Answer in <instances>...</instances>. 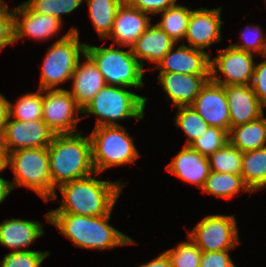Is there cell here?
I'll return each mask as SVG.
<instances>
[{
  "mask_svg": "<svg viewBox=\"0 0 266 267\" xmlns=\"http://www.w3.org/2000/svg\"><path fill=\"white\" fill-rule=\"evenodd\" d=\"M93 175L68 181L58 186L63 200L57 209L49 211V213H71L86 216L108 215L125 184L121 181H102L93 178Z\"/></svg>",
  "mask_w": 266,
  "mask_h": 267,
  "instance_id": "1",
  "label": "cell"
},
{
  "mask_svg": "<svg viewBox=\"0 0 266 267\" xmlns=\"http://www.w3.org/2000/svg\"><path fill=\"white\" fill-rule=\"evenodd\" d=\"M112 211L103 216L46 213V221L53 224L76 247L84 249H112L136 244L128 235L109 224Z\"/></svg>",
  "mask_w": 266,
  "mask_h": 267,
  "instance_id": "2",
  "label": "cell"
},
{
  "mask_svg": "<svg viewBox=\"0 0 266 267\" xmlns=\"http://www.w3.org/2000/svg\"><path fill=\"white\" fill-rule=\"evenodd\" d=\"M52 185L61 184L97 174L92 162L90 136L82 133L55 134L47 147Z\"/></svg>",
  "mask_w": 266,
  "mask_h": 267,
  "instance_id": "3",
  "label": "cell"
},
{
  "mask_svg": "<svg viewBox=\"0 0 266 267\" xmlns=\"http://www.w3.org/2000/svg\"><path fill=\"white\" fill-rule=\"evenodd\" d=\"M128 87L105 85L82 109V114L96 115L98 126H117L119 120L144 118V110L147 97L139 96L129 90Z\"/></svg>",
  "mask_w": 266,
  "mask_h": 267,
  "instance_id": "4",
  "label": "cell"
},
{
  "mask_svg": "<svg viewBox=\"0 0 266 267\" xmlns=\"http://www.w3.org/2000/svg\"><path fill=\"white\" fill-rule=\"evenodd\" d=\"M8 166L14 173V179L11 182L13 189L17 186L27 187L46 202L57 198L56 188L52 185L50 176L47 147L10 152Z\"/></svg>",
  "mask_w": 266,
  "mask_h": 267,
  "instance_id": "5",
  "label": "cell"
},
{
  "mask_svg": "<svg viewBox=\"0 0 266 267\" xmlns=\"http://www.w3.org/2000/svg\"><path fill=\"white\" fill-rule=\"evenodd\" d=\"M89 136L96 175L110 167L134 163L140 156L132 137L122 125L98 126Z\"/></svg>",
  "mask_w": 266,
  "mask_h": 267,
  "instance_id": "6",
  "label": "cell"
},
{
  "mask_svg": "<svg viewBox=\"0 0 266 267\" xmlns=\"http://www.w3.org/2000/svg\"><path fill=\"white\" fill-rule=\"evenodd\" d=\"M85 46L86 43H80L79 31L74 27L53 43L44 57L39 89H63L58 85L71 80Z\"/></svg>",
  "mask_w": 266,
  "mask_h": 267,
  "instance_id": "7",
  "label": "cell"
},
{
  "mask_svg": "<svg viewBox=\"0 0 266 267\" xmlns=\"http://www.w3.org/2000/svg\"><path fill=\"white\" fill-rule=\"evenodd\" d=\"M110 47L91 46L86 43L85 53L102 73L106 85L121 87H144L143 69L132 49L127 51Z\"/></svg>",
  "mask_w": 266,
  "mask_h": 267,
  "instance_id": "8",
  "label": "cell"
},
{
  "mask_svg": "<svg viewBox=\"0 0 266 267\" xmlns=\"http://www.w3.org/2000/svg\"><path fill=\"white\" fill-rule=\"evenodd\" d=\"M187 236L202 252L231 250L240 243L233 215L205 216Z\"/></svg>",
  "mask_w": 266,
  "mask_h": 267,
  "instance_id": "9",
  "label": "cell"
},
{
  "mask_svg": "<svg viewBox=\"0 0 266 267\" xmlns=\"http://www.w3.org/2000/svg\"><path fill=\"white\" fill-rule=\"evenodd\" d=\"M210 57V79L222 86L251 85L255 64L253 53L229 45ZM218 73L222 74L218 76ZM220 76L225 78L221 79Z\"/></svg>",
  "mask_w": 266,
  "mask_h": 267,
  "instance_id": "10",
  "label": "cell"
},
{
  "mask_svg": "<svg viewBox=\"0 0 266 267\" xmlns=\"http://www.w3.org/2000/svg\"><path fill=\"white\" fill-rule=\"evenodd\" d=\"M42 120L54 134L77 133V124L83 117L82 109L67 89L42 90Z\"/></svg>",
  "mask_w": 266,
  "mask_h": 267,
  "instance_id": "11",
  "label": "cell"
},
{
  "mask_svg": "<svg viewBox=\"0 0 266 267\" xmlns=\"http://www.w3.org/2000/svg\"><path fill=\"white\" fill-rule=\"evenodd\" d=\"M55 134L43 120L19 121L9 118L0 143L10 152L48 147Z\"/></svg>",
  "mask_w": 266,
  "mask_h": 267,
  "instance_id": "12",
  "label": "cell"
},
{
  "mask_svg": "<svg viewBox=\"0 0 266 267\" xmlns=\"http://www.w3.org/2000/svg\"><path fill=\"white\" fill-rule=\"evenodd\" d=\"M191 107L210 126L230 130V113L225 88L209 79Z\"/></svg>",
  "mask_w": 266,
  "mask_h": 267,
  "instance_id": "13",
  "label": "cell"
},
{
  "mask_svg": "<svg viewBox=\"0 0 266 267\" xmlns=\"http://www.w3.org/2000/svg\"><path fill=\"white\" fill-rule=\"evenodd\" d=\"M222 7L192 10L185 39L188 46L204 51L212 44L221 41Z\"/></svg>",
  "mask_w": 266,
  "mask_h": 267,
  "instance_id": "14",
  "label": "cell"
},
{
  "mask_svg": "<svg viewBox=\"0 0 266 267\" xmlns=\"http://www.w3.org/2000/svg\"><path fill=\"white\" fill-rule=\"evenodd\" d=\"M21 18V20H20ZM63 22L51 15L31 11L24 3L14 7V42L28 36L36 41L52 38Z\"/></svg>",
  "mask_w": 266,
  "mask_h": 267,
  "instance_id": "15",
  "label": "cell"
},
{
  "mask_svg": "<svg viewBox=\"0 0 266 267\" xmlns=\"http://www.w3.org/2000/svg\"><path fill=\"white\" fill-rule=\"evenodd\" d=\"M151 24V16L130 6L126 1L118 8L109 36L112 45L131 48Z\"/></svg>",
  "mask_w": 266,
  "mask_h": 267,
  "instance_id": "16",
  "label": "cell"
},
{
  "mask_svg": "<svg viewBox=\"0 0 266 267\" xmlns=\"http://www.w3.org/2000/svg\"><path fill=\"white\" fill-rule=\"evenodd\" d=\"M175 45L155 66L159 72L186 73L194 75H210V55L206 51L192 48L184 43L177 49Z\"/></svg>",
  "mask_w": 266,
  "mask_h": 267,
  "instance_id": "17",
  "label": "cell"
},
{
  "mask_svg": "<svg viewBox=\"0 0 266 267\" xmlns=\"http://www.w3.org/2000/svg\"><path fill=\"white\" fill-rule=\"evenodd\" d=\"M210 75L159 72L158 80L174 107L191 106Z\"/></svg>",
  "mask_w": 266,
  "mask_h": 267,
  "instance_id": "18",
  "label": "cell"
},
{
  "mask_svg": "<svg viewBox=\"0 0 266 267\" xmlns=\"http://www.w3.org/2000/svg\"><path fill=\"white\" fill-rule=\"evenodd\" d=\"M166 170L186 183L197 185L201 189L211 172L209 158L191 146L185 145L166 166Z\"/></svg>",
  "mask_w": 266,
  "mask_h": 267,
  "instance_id": "19",
  "label": "cell"
},
{
  "mask_svg": "<svg viewBox=\"0 0 266 267\" xmlns=\"http://www.w3.org/2000/svg\"><path fill=\"white\" fill-rule=\"evenodd\" d=\"M83 56L85 60L80 63L79 59L71 77L72 90H68L81 109H84L106 85L102 73L93 60L86 53Z\"/></svg>",
  "mask_w": 266,
  "mask_h": 267,
  "instance_id": "20",
  "label": "cell"
},
{
  "mask_svg": "<svg viewBox=\"0 0 266 267\" xmlns=\"http://www.w3.org/2000/svg\"><path fill=\"white\" fill-rule=\"evenodd\" d=\"M230 113V128L260 117L264 111L251 85L224 86Z\"/></svg>",
  "mask_w": 266,
  "mask_h": 267,
  "instance_id": "21",
  "label": "cell"
},
{
  "mask_svg": "<svg viewBox=\"0 0 266 267\" xmlns=\"http://www.w3.org/2000/svg\"><path fill=\"white\" fill-rule=\"evenodd\" d=\"M44 234L43 224L39 221L19 218L5 219L0 223V246L14 249V252L28 251L30 249L27 247Z\"/></svg>",
  "mask_w": 266,
  "mask_h": 267,
  "instance_id": "22",
  "label": "cell"
},
{
  "mask_svg": "<svg viewBox=\"0 0 266 267\" xmlns=\"http://www.w3.org/2000/svg\"><path fill=\"white\" fill-rule=\"evenodd\" d=\"M176 43L158 24H150L131 47L132 52L144 69V59L158 63Z\"/></svg>",
  "mask_w": 266,
  "mask_h": 267,
  "instance_id": "23",
  "label": "cell"
},
{
  "mask_svg": "<svg viewBox=\"0 0 266 267\" xmlns=\"http://www.w3.org/2000/svg\"><path fill=\"white\" fill-rule=\"evenodd\" d=\"M228 142L241 152L266 147V118L264 113L246 124L231 127Z\"/></svg>",
  "mask_w": 266,
  "mask_h": 267,
  "instance_id": "24",
  "label": "cell"
},
{
  "mask_svg": "<svg viewBox=\"0 0 266 267\" xmlns=\"http://www.w3.org/2000/svg\"><path fill=\"white\" fill-rule=\"evenodd\" d=\"M241 176L253 193L266 187V147L243 152Z\"/></svg>",
  "mask_w": 266,
  "mask_h": 267,
  "instance_id": "25",
  "label": "cell"
},
{
  "mask_svg": "<svg viewBox=\"0 0 266 267\" xmlns=\"http://www.w3.org/2000/svg\"><path fill=\"white\" fill-rule=\"evenodd\" d=\"M251 192L241 174L216 173L211 171L202 188V193H208L218 198L231 199L240 191Z\"/></svg>",
  "mask_w": 266,
  "mask_h": 267,
  "instance_id": "26",
  "label": "cell"
},
{
  "mask_svg": "<svg viewBox=\"0 0 266 267\" xmlns=\"http://www.w3.org/2000/svg\"><path fill=\"white\" fill-rule=\"evenodd\" d=\"M92 24L101 37L106 39L113 27L118 8L125 0H86Z\"/></svg>",
  "mask_w": 266,
  "mask_h": 267,
  "instance_id": "27",
  "label": "cell"
},
{
  "mask_svg": "<svg viewBox=\"0 0 266 267\" xmlns=\"http://www.w3.org/2000/svg\"><path fill=\"white\" fill-rule=\"evenodd\" d=\"M191 12L186 6L175 4L160 13L161 20L157 24L177 44L186 36Z\"/></svg>",
  "mask_w": 266,
  "mask_h": 267,
  "instance_id": "28",
  "label": "cell"
},
{
  "mask_svg": "<svg viewBox=\"0 0 266 267\" xmlns=\"http://www.w3.org/2000/svg\"><path fill=\"white\" fill-rule=\"evenodd\" d=\"M174 117L175 125L185 133L187 142L185 146H190L209 129V125L191 106L177 107Z\"/></svg>",
  "mask_w": 266,
  "mask_h": 267,
  "instance_id": "29",
  "label": "cell"
},
{
  "mask_svg": "<svg viewBox=\"0 0 266 267\" xmlns=\"http://www.w3.org/2000/svg\"><path fill=\"white\" fill-rule=\"evenodd\" d=\"M208 158L210 170L213 172L241 174L243 152L229 142Z\"/></svg>",
  "mask_w": 266,
  "mask_h": 267,
  "instance_id": "30",
  "label": "cell"
},
{
  "mask_svg": "<svg viewBox=\"0 0 266 267\" xmlns=\"http://www.w3.org/2000/svg\"><path fill=\"white\" fill-rule=\"evenodd\" d=\"M42 90L24 94L17 99V102H10V117L19 121L42 120Z\"/></svg>",
  "mask_w": 266,
  "mask_h": 267,
  "instance_id": "31",
  "label": "cell"
},
{
  "mask_svg": "<svg viewBox=\"0 0 266 267\" xmlns=\"http://www.w3.org/2000/svg\"><path fill=\"white\" fill-rule=\"evenodd\" d=\"M84 0H27L23 2L31 11L51 15L63 21L62 16L77 9Z\"/></svg>",
  "mask_w": 266,
  "mask_h": 267,
  "instance_id": "32",
  "label": "cell"
},
{
  "mask_svg": "<svg viewBox=\"0 0 266 267\" xmlns=\"http://www.w3.org/2000/svg\"><path fill=\"white\" fill-rule=\"evenodd\" d=\"M173 267H200L202 251L189 238L180 242L175 248L165 251Z\"/></svg>",
  "mask_w": 266,
  "mask_h": 267,
  "instance_id": "33",
  "label": "cell"
},
{
  "mask_svg": "<svg viewBox=\"0 0 266 267\" xmlns=\"http://www.w3.org/2000/svg\"><path fill=\"white\" fill-rule=\"evenodd\" d=\"M228 142V132L217 127H209L190 146L203 156L209 157L211 154L222 148Z\"/></svg>",
  "mask_w": 266,
  "mask_h": 267,
  "instance_id": "34",
  "label": "cell"
},
{
  "mask_svg": "<svg viewBox=\"0 0 266 267\" xmlns=\"http://www.w3.org/2000/svg\"><path fill=\"white\" fill-rule=\"evenodd\" d=\"M49 251H11L0 261V267H40Z\"/></svg>",
  "mask_w": 266,
  "mask_h": 267,
  "instance_id": "35",
  "label": "cell"
},
{
  "mask_svg": "<svg viewBox=\"0 0 266 267\" xmlns=\"http://www.w3.org/2000/svg\"><path fill=\"white\" fill-rule=\"evenodd\" d=\"M241 33L242 44H230L234 48L244 50L250 53L262 54V57L266 56V35L261 30L259 25L247 26Z\"/></svg>",
  "mask_w": 266,
  "mask_h": 267,
  "instance_id": "36",
  "label": "cell"
},
{
  "mask_svg": "<svg viewBox=\"0 0 266 267\" xmlns=\"http://www.w3.org/2000/svg\"><path fill=\"white\" fill-rule=\"evenodd\" d=\"M5 0H0V52L14 42V7L8 9Z\"/></svg>",
  "mask_w": 266,
  "mask_h": 267,
  "instance_id": "37",
  "label": "cell"
},
{
  "mask_svg": "<svg viewBox=\"0 0 266 267\" xmlns=\"http://www.w3.org/2000/svg\"><path fill=\"white\" fill-rule=\"evenodd\" d=\"M259 64H255L253 79L251 83L252 90L256 94L262 107L266 106V56Z\"/></svg>",
  "mask_w": 266,
  "mask_h": 267,
  "instance_id": "38",
  "label": "cell"
},
{
  "mask_svg": "<svg viewBox=\"0 0 266 267\" xmlns=\"http://www.w3.org/2000/svg\"><path fill=\"white\" fill-rule=\"evenodd\" d=\"M130 6L146 14H159L176 4L177 0H125Z\"/></svg>",
  "mask_w": 266,
  "mask_h": 267,
  "instance_id": "39",
  "label": "cell"
},
{
  "mask_svg": "<svg viewBox=\"0 0 266 267\" xmlns=\"http://www.w3.org/2000/svg\"><path fill=\"white\" fill-rule=\"evenodd\" d=\"M229 251L202 252L200 267H236L231 260Z\"/></svg>",
  "mask_w": 266,
  "mask_h": 267,
  "instance_id": "40",
  "label": "cell"
},
{
  "mask_svg": "<svg viewBox=\"0 0 266 267\" xmlns=\"http://www.w3.org/2000/svg\"><path fill=\"white\" fill-rule=\"evenodd\" d=\"M10 118V101L0 93V140L3 137L5 126Z\"/></svg>",
  "mask_w": 266,
  "mask_h": 267,
  "instance_id": "41",
  "label": "cell"
},
{
  "mask_svg": "<svg viewBox=\"0 0 266 267\" xmlns=\"http://www.w3.org/2000/svg\"><path fill=\"white\" fill-rule=\"evenodd\" d=\"M139 267H173L171 261L164 251L159 256L155 257L152 261L142 264Z\"/></svg>",
  "mask_w": 266,
  "mask_h": 267,
  "instance_id": "42",
  "label": "cell"
},
{
  "mask_svg": "<svg viewBox=\"0 0 266 267\" xmlns=\"http://www.w3.org/2000/svg\"><path fill=\"white\" fill-rule=\"evenodd\" d=\"M12 190L13 187L11 181L5 180L0 176V204L3 203Z\"/></svg>",
  "mask_w": 266,
  "mask_h": 267,
  "instance_id": "43",
  "label": "cell"
},
{
  "mask_svg": "<svg viewBox=\"0 0 266 267\" xmlns=\"http://www.w3.org/2000/svg\"><path fill=\"white\" fill-rule=\"evenodd\" d=\"M8 168V151L0 143V173Z\"/></svg>",
  "mask_w": 266,
  "mask_h": 267,
  "instance_id": "44",
  "label": "cell"
}]
</instances>
